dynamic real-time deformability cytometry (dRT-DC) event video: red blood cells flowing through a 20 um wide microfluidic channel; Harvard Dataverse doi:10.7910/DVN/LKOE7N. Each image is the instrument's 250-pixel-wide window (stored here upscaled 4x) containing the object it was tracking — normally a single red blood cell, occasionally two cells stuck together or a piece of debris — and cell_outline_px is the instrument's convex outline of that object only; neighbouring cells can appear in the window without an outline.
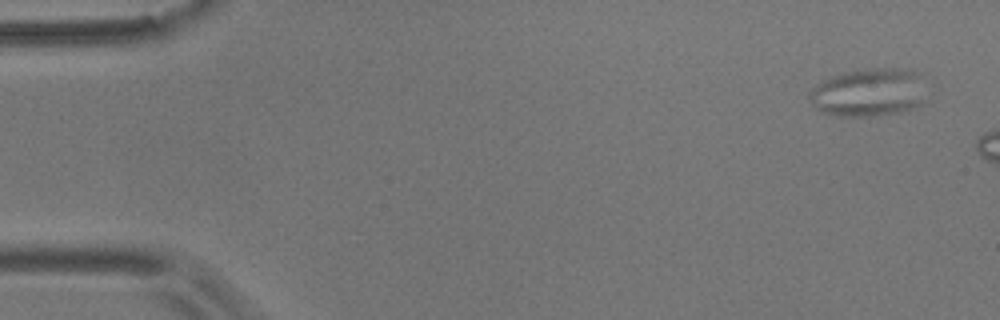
{"species": "common noctule bat (a hibernating species)", "species_latin": "Nyctalus noctula", "temperature_condition": "room temperature", "stored_images_in_passage": 8, "camera_frame_rate_fps": 3000, "um_per_image_px": 0.085, "animal": {"sex": "male", "body_mass_g": 17.9}, "frame": {"image": 1, "passage_image": 3, "time_ms": 0.667, "image_size_px": [1000, 320], "cell_outline_px": [[920, 104], [912, 108], [900, 112], [872, 116], [836, 116], [824, 112], [816, 108], [812, 104], [808, 96], [808, 92], [816, 84], [828, 76], [868, 68], [912, 68], [920, 72]], "centroid_in_image_um": [73.76, 7.84], "position_along_channel_um": 11.2, "area_um2": 32.6}}